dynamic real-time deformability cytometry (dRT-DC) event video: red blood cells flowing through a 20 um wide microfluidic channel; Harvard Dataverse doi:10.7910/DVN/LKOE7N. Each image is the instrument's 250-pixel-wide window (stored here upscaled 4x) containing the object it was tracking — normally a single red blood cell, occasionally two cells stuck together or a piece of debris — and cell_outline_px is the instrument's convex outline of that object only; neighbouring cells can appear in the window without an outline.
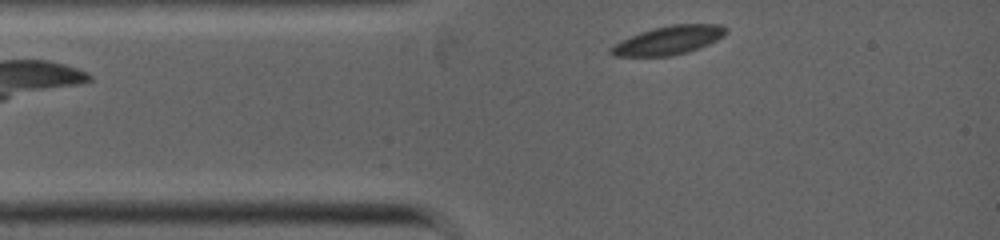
{"species": "common noctule bat (a hibernating species)", "species_latin": "Nyctalus noctula", "temperature_condition": "warm", "stored_images_in_passage": 28, "camera_frame_rate_fps": 5000, "um_per_image_px": 0.085, "animal": {"sex": "female", "body_mass_g": 19.0, "forearm_length_mm": 53.3}, "frame": {"image": 1, "passage_image": 2, "time_ms": 0.2, "image_size_px": [1000, 240], "cell_outline_px": [[728, 32], [724, 36], [708, 44], [688, 52], [672, 56], [612, 56], [608, 52], [620, 40], [640, 32], [652, 28], [672, 24], [720, 24], [728, 28]], "centroid_in_image_um": [56.85, 3.41], "position_along_channel_um": 28.1, "area_um2": 19.25}}
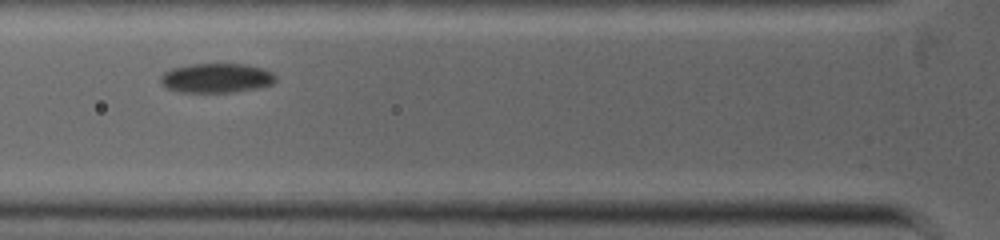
{"frame": {"image": 2, "passage_image": 15, "time_ms": 2.2, "image_size_px": [1000, 240], "cell_outline_px": [[276, 80], [272, 84], [256, 88], [232, 92], [180, 92], [168, 88], [160, 80], [160, 76], [168, 68], [188, 64], [244, 64], [264, 68], [272, 72], [276, 76]], "centroid_in_image_um": [18.39, 6.62], "position_along_channel_um": 107.4, "area_um2": 19.83}}
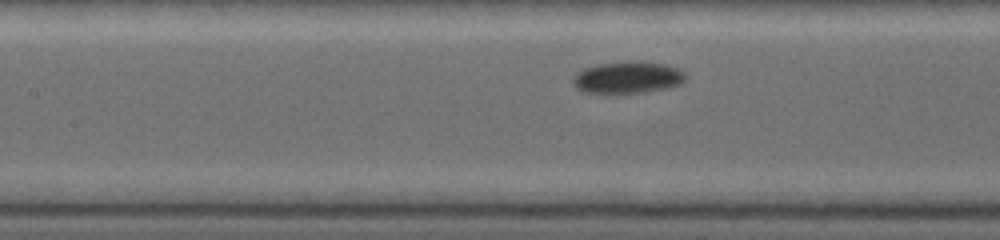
{"frame": {"image": 3, "passage_image": 23, "time_ms": 3.2, "image_size_px": [1000, 240], "cell_outline_px": [[688, 76], [680, 84], [664, 88], [640, 92], [584, 92], [576, 88], [572, 80], [576, 72], [584, 68], [600, 64], [628, 60], [640, 60], [664, 64], [676, 68], [684, 72]], "centroid_in_image_um": [53.35, 6.55], "position_along_channel_um": 154.1, "area_um2": 20.75}}